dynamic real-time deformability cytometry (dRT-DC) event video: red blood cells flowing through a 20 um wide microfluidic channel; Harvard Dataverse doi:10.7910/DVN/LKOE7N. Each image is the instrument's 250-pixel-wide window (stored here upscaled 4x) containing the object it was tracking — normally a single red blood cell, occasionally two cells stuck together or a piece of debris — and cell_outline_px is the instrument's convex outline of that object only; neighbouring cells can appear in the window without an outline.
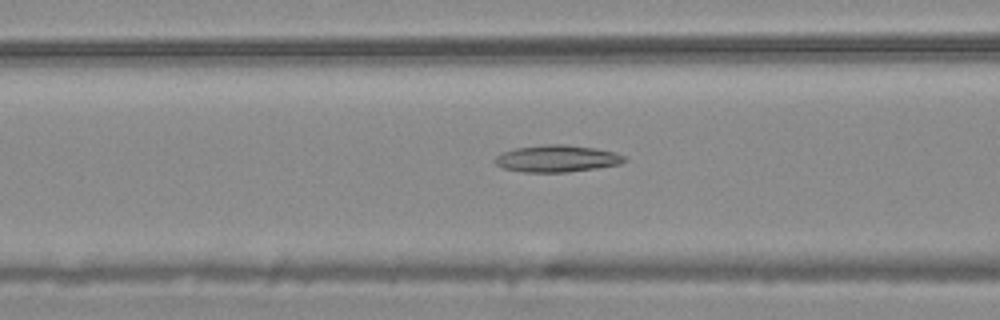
{"species": "common noctule bat (a hibernating species)", "species_latin": "Nyctalus noctula", "temperature_condition": "warm", "stored_images_in_passage": 55, "camera_frame_rate_fps": 3000, "um_per_image_px": 0.085, "animal": {"sex": "male", "body_mass_g": 20.4}, "frame": {"image": 1, "passage_image": 22, "time_ms": 7.0, "image_size_px": [1000, 320], "cell_outline_px": [[628, 160], [620, 164], [596, 168], [568, 172], [520, 172], [500, 168], [492, 160], [496, 156], [504, 152], [516, 148], [548, 144], [568, 144], [596, 148], [616, 152], [624, 156]], "centroid_in_image_um": [47.34, 13.48], "position_along_channel_um": 119.3, "area_um2": 20.52}}
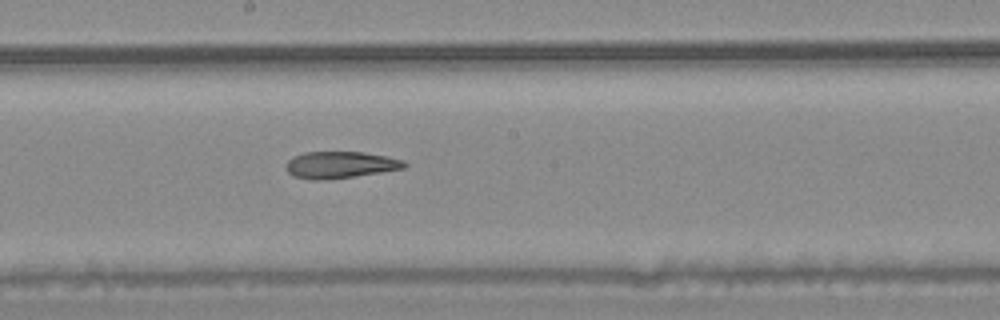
{"frame": {"image": 2, "passage_image": 30, "time_ms": 9.667, "image_size_px": [1000, 320], "cell_outline_px": [[408, 164], [404, 168], [380, 172], [324, 180], [312, 180], [292, 176], [284, 168], [284, 164], [292, 156], [304, 152], [364, 152], [388, 156], [404, 160]], "centroid_in_image_um": [28.87, 14.0], "position_along_channel_um": 219.3, "area_um2": 18.61}}
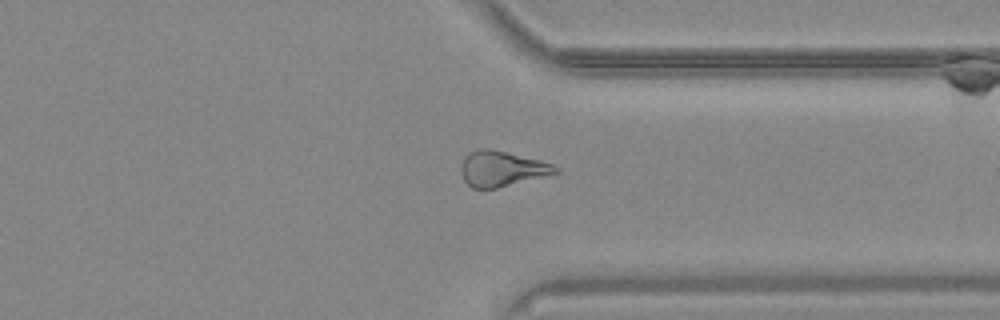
{"frame": {"image": 3, "passage_image": 42, "time_ms": 13.667, "image_size_px": [1000, 320], "cell_outline_px": [[560, 172], [496, 188], [472, 188], [464, 180], [460, 172], [460, 168], [468, 152], [476, 148], [488, 148], [540, 160], [552, 164], [560, 168]], "centroid_in_image_um": [42.63, 14.33], "position_along_channel_um": 368.8, "area_um2": 19.31}, "authors_computed_cell_mechanics": {"area_um2": 20.9236, "velocity_mm_per_s": 3.7483, "shape_relaxation_time_tau1_ms": 8.5151, "shape_relaxation_time_tau2_ms": null, "deformation_change_tau1": 0.1696, "deformation_change_tau2": null}}